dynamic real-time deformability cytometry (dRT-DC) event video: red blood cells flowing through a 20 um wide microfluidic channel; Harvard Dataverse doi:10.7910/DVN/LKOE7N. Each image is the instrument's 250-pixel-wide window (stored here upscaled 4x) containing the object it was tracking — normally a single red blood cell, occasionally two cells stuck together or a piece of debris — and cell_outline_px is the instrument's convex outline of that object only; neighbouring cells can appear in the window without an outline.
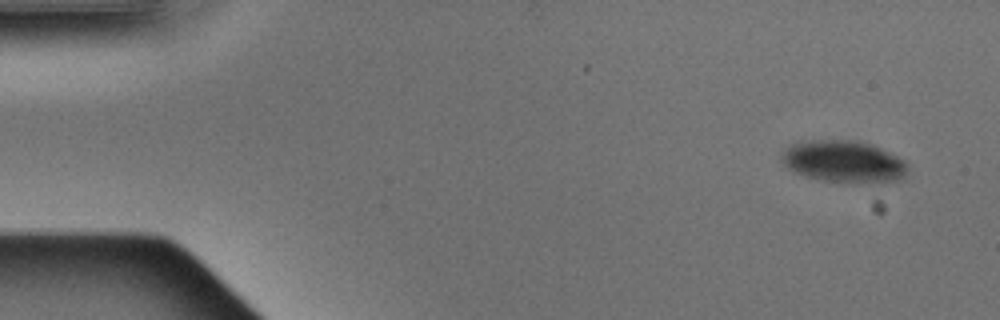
{"species": "Egyptian fruit bat (a non-hibernating species)", "species_latin": "Rousettus aegyptiacus", "temperature_condition": "warm", "stored_images_in_passage": 3, "camera_frame_rate_fps": 3000, "um_per_image_px": 0.085, "animal": {"sex": "male"}, "frame": {"image": 1, "passage_image": 2, "time_ms": 0.333, "image_size_px": [1000, 320], "cell_outline_px": [[908, 168], [904, 176], [900, 180], [856, 184], [824, 180], [808, 176], [796, 172], [788, 168], [780, 160], [780, 152], [788, 144], [796, 140], [860, 140], [872, 144], [904, 160], [908, 164]], "centroid_in_image_um": [71.67, 13.71], "position_along_channel_um": 13.3, "area_um2": 31.39}}